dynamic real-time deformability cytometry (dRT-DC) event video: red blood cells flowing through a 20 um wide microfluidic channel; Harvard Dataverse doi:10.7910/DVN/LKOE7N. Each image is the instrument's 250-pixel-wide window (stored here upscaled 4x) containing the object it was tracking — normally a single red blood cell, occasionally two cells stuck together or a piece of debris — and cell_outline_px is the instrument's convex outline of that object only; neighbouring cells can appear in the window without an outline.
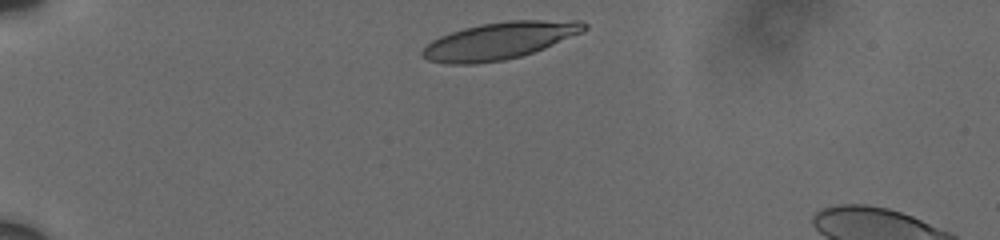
{"species": "human", "species_latin": "Homo sapiens", "temperature_condition": "cold", "stored_images_in_passage": 5, "camera_frame_rate_fps": 3000, "um_per_image_px": 0.085, "donor": {"sex": "male"}, "frame": {"image": 1, "passage_image": 1, "time_ms": 0.0, "image_size_px": [1000, 240], "cell_outline_px": [[588, 28], [584, 32], [544, 48], [520, 56], [504, 60], [472, 64], [448, 64], [428, 60], [420, 56], [420, 52], [432, 40], [440, 36], [464, 28], [480, 24], [508, 20], [580, 20], [588, 24]], "centroid_in_image_um": [42.48, 3.45], "position_along_channel_um": 42.5, "area_um2": 35.03}}
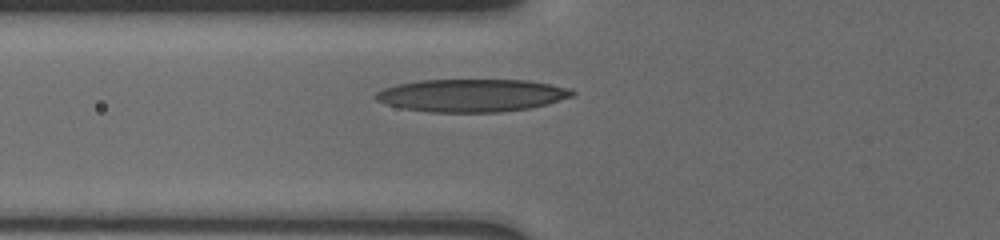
{"frame": {"image": 2, "passage_image": 4, "time_ms": 2.667, "image_size_px": [1000, 240], "cell_outline_px": [[576, 92], [572, 96], [544, 104], [528, 108], [500, 112], [432, 112], [404, 108], [388, 104], [376, 100], [372, 96], [376, 92], [384, 88], [396, 84], [420, 80], [528, 80], [572, 88]], "centroid_in_image_um": [40.08, 8.1], "position_along_channel_um": 85.7, "area_um2": 37.34}}